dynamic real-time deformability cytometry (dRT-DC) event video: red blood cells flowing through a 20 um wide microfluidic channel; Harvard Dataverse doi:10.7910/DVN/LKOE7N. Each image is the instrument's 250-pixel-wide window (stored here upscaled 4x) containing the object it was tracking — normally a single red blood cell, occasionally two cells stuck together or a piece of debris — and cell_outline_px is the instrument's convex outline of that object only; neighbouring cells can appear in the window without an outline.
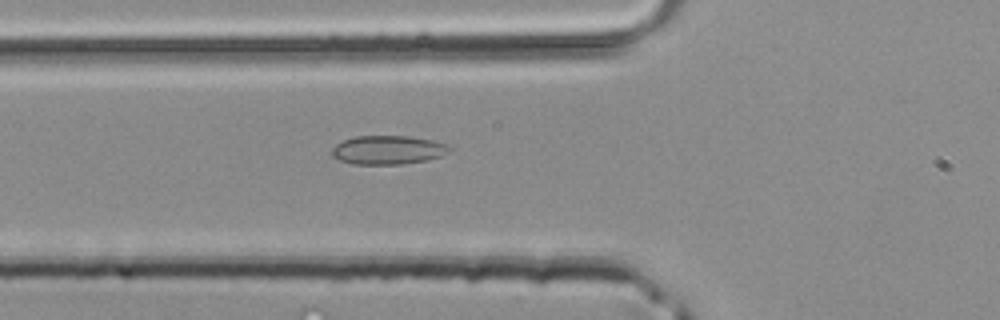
{"species": "common noctule bat (a hibernating species)", "species_latin": "Nyctalus noctula", "temperature_condition": "room temperature", "stored_images_in_passage": 30, "camera_frame_rate_fps": 3000, "um_per_image_px": 0.085, "animal": {"sex": "male", "body_mass_g": 20.4}, "frame": {"image": 1, "passage_image": 3, "time_ms": 0.667, "image_size_px": [1000, 320], "cell_outline_px": [[452, 148], [448, 152], [440, 156], [428, 160], [400, 164], [352, 164], [340, 160], [332, 156], [332, 148], [336, 144], [344, 140], [356, 136], [408, 136], [432, 140], [444, 144]], "centroid_in_image_um": [32.96, 12.75], "position_along_channel_um": 92.8, "area_um2": 19.59}}
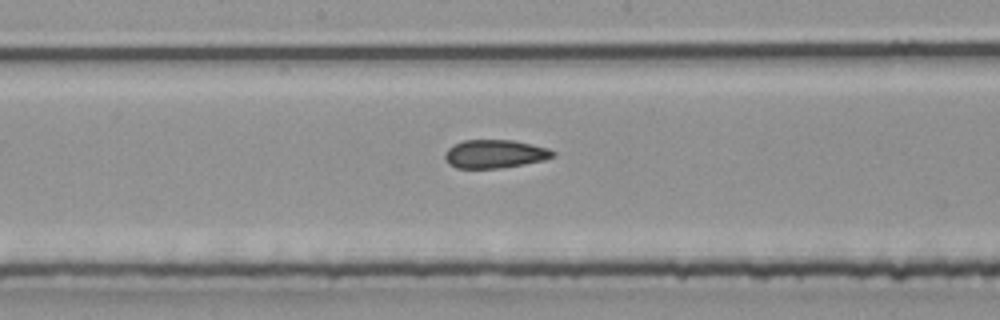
{"frame": {"image": 2, "passage_image": 10, "time_ms": 3.0, "image_size_px": [1000, 320], "cell_outline_px": [[556, 156], [544, 160], [524, 164], [500, 168], [456, 168], [448, 164], [444, 156], [444, 152], [452, 144], [464, 140], [512, 140], [532, 144], [548, 148], [556, 152]], "centroid_in_image_um": [42.05, 13.08], "position_along_channel_um": 206.1, "area_um2": 18.03}}
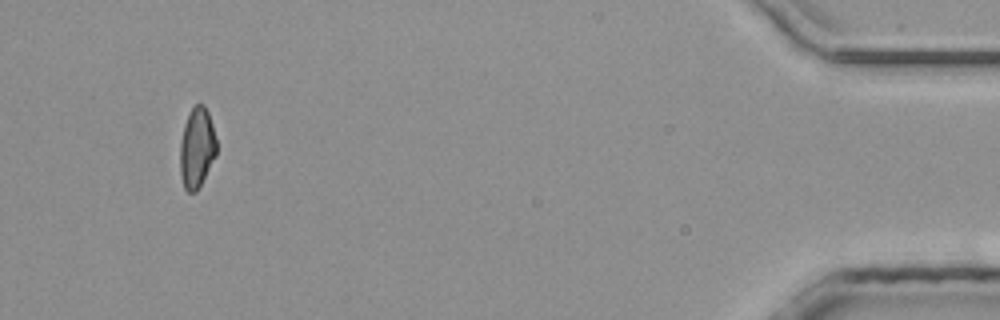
{"frame": {"image": 3, "passage_image": 28, "time_ms": 9.0, "image_size_px": [1000, 320], "cell_outline_px": [[216, 156], [196, 192], [188, 192], [184, 188], [180, 172], [180, 144], [184, 124], [192, 108], [196, 104], [204, 104], [208, 112], [212, 124], [216, 140]], "centroid_in_image_um": [16.73, 12.57], "position_along_channel_um": 418.5, "area_um2": 16.94}}